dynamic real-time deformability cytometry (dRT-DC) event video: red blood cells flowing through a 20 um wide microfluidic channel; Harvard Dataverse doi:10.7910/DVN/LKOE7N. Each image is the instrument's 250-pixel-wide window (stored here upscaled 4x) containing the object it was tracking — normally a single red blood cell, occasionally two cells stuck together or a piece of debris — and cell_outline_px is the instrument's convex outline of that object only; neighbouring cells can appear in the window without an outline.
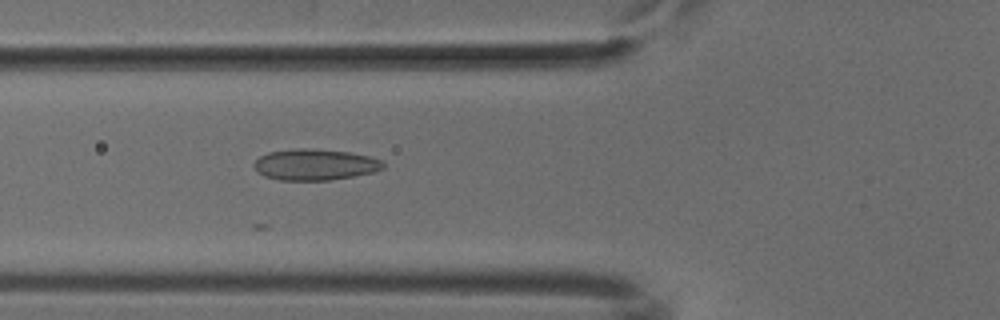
{"species": "common noctule bat (a hibernating species)", "species_latin": "Nyctalus noctula", "temperature_condition": "cold", "stored_images_in_passage": 18, "camera_frame_rate_fps": 3000, "um_per_image_px": 0.085, "animal": {"sex": "male", "body_mass_g": 18.8}, "frame": {"image": 1, "passage_image": 4, "time_ms": 1.0, "image_size_px": [1000, 320], "cell_outline_px": [[384, 168], [376, 172], [328, 180], [280, 180], [264, 176], [256, 172], [252, 164], [260, 156], [268, 152], [296, 148], [312, 148], [348, 152], [368, 156], [380, 160], [384, 164]], "centroid_in_image_um": [26.73, 13.99], "position_along_channel_um": 99.1, "area_um2": 23.52}}
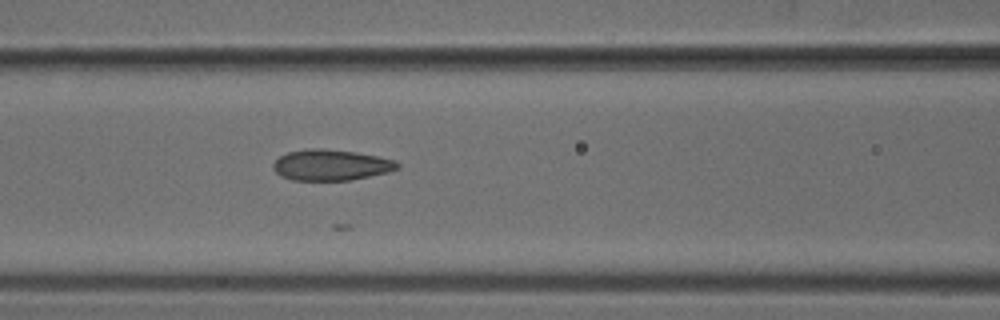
{"frame": {"image": 2, "passage_image": 7, "time_ms": 2.0, "image_size_px": [1000, 320], "cell_outline_px": [[400, 168], [388, 172], [352, 180], [292, 180], [280, 176], [272, 168], [272, 164], [280, 156], [288, 152], [308, 148], [324, 148], [356, 152], [396, 160], [400, 164]], "centroid_in_image_um": [28.13, 14.02], "position_along_channel_um": 138.5, "area_um2": 22.54}}